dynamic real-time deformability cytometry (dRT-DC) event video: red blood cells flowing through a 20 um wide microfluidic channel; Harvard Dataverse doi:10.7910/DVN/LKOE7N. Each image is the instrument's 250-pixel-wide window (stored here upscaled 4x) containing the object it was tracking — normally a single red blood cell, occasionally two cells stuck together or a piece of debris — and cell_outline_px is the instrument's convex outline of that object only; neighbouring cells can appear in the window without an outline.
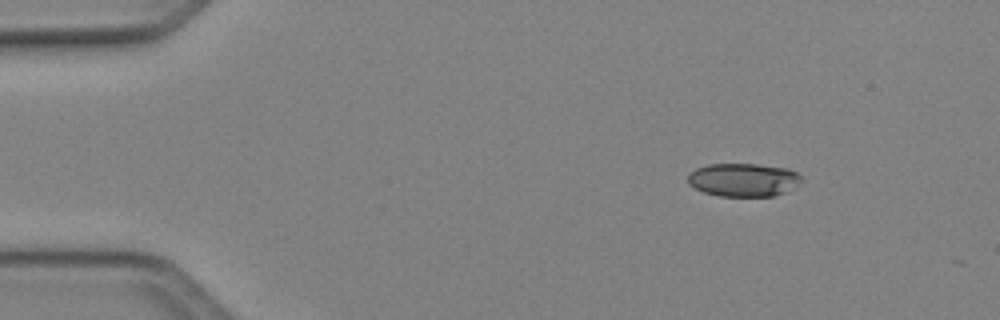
{"species": "Egyptian fruit bat (a non-hibernating species)", "species_latin": "Rousettus aegyptiacus", "temperature_condition": "cold", "stored_images_in_passage": 40, "camera_frame_rate_fps": 3000, "um_per_image_px": 0.085, "animal": {"sex": "female"}, "frame": {"image": 1, "passage_image": 1, "time_ms": 0.0, "image_size_px": [1000, 320], "cell_outline_px": [[804, 180], [796, 188], [776, 196], [720, 196], [704, 192], [688, 184], [688, 172], [696, 168], [708, 164], [756, 164], [788, 168], [796, 172]], "centroid_in_image_um": [63.23, 15.29], "position_along_channel_um": 21.8, "area_um2": 22.37}}
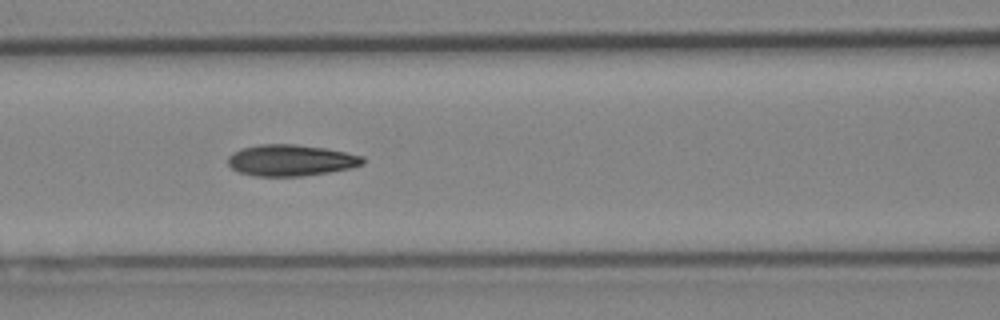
{"frame": {"image": 2, "passage_image": 16, "time_ms": 5.0, "image_size_px": [1000, 320], "cell_outline_px": [[364, 164], [352, 168], [328, 172], [300, 176], [256, 176], [240, 172], [232, 168], [228, 164], [228, 156], [232, 152], [240, 148], [260, 144], [296, 144], [324, 148], [364, 156]], "centroid_in_image_um": [24.71, 13.62], "position_along_channel_um": 141.9, "area_um2": 24.62}}
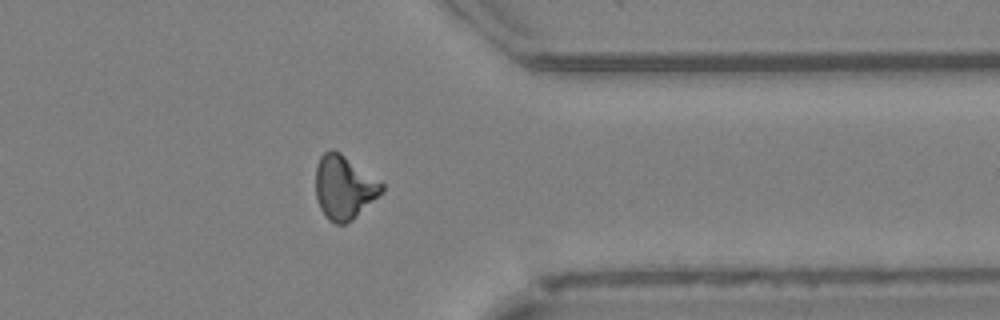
{"frame": {"image": 3, "passage_image": 34, "time_ms": 11.0, "image_size_px": [1000, 320], "cell_outline_px": [[384, 192], [352, 220], [344, 224], [336, 224], [328, 220], [320, 208], [316, 196], [316, 164], [320, 156], [328, 148], [332, 148], [340, 152], [384, 184]], "centroid_in_image_um": [29.24, 15.92], "position_along_channel_um": 382.2, "area_um2": 24.68}}